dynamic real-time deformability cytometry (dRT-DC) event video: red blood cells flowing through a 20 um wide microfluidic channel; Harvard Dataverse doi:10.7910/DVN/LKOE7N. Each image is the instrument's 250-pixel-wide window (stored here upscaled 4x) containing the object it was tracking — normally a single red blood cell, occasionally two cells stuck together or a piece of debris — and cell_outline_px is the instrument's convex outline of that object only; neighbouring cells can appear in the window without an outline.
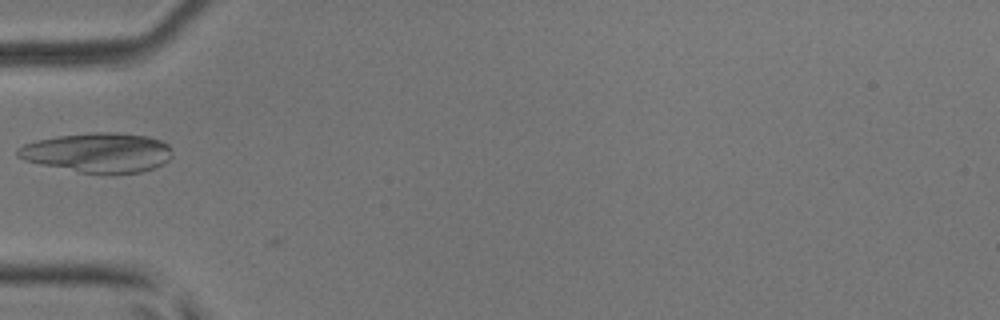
{"species": "common noctule bat (a hibernating species)", "species_latin": "Nyctalus noctula", "temperature_condition": "room temperature", "stored_images_in_passage": 5, "camera_frame_rate_fps": 3000, "um_per_image_px": 0.085, "animal": {"sex": "male", "body_mass_g": 17.9, "forearm_length_mm": 54.2}, "frame": {"image": 1, "passage_image": 5, "time_ms": 1.333, "image_size_px": [1000, 320], "cell_outline_px": [[172, 156], [164, 164], [156, 168], [140, 172], [116, 176], [108, 176], [80, 172], [40, 164], [24, 160], [16, 156], [16, 148], [24, 144], [36, 140], [60, 136], [92, 132], [112, 132], [148, 136], [160, 140], [168, 144], [172, 148]], "centroid_in_image_um": [8.36, 13.0], "position_along_channel_um": 76.6, "area_um2": 36.47}}